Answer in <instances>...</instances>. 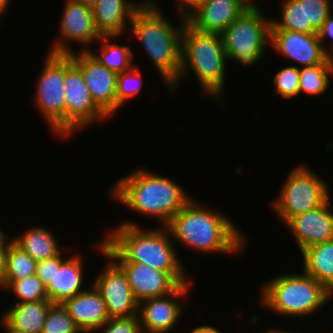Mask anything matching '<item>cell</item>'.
Instances as JSON below:
<instances>
[{"label":"cell","instance_id":"cell-44","mask_svg":"<svg viewBox=\"0 0 333 333\" xmlns=\"http://www.w3.org/2000/svg\"><path fill=\"white\" fill-rule=\"evenodd\" d=\"M75 1L81 3L84 6L90 7V8H93L98 2V0H75Z\"/></svg>","mask_w":333,"mask_h":333},{"label":"cell","instance_id":"cell-6","mask_svg":"<svg viewBox=\"0 0 333 333\" xmlns=\"http://www.w3.org/2000/svg\"><path fill=\"white\" fill-rule=\"evenodd\" d=\"M272 278L261 287L260 303L280 316L311 317L333 298V293L322 283L304 272L278 274Z\"/></svg>","mask_w":333,"mask_h":333},{"label":"cell","instance_id":"cell-5","mask_svg":"<svg viewBox=\"0 0 333 333\" xmlns=\"http://www.w3.org/2000/svg\"><path fill=\"white\" fill-rule=\"evenodd\" d=\"M227 62L222 35L196 30L186 21L182 31L181 69L168 91L175 92L178 82L192 70L202 94L220 102L226 84Z\"/></svg>","mask_w":333,"mask_h":333},{"label":"cell","instance_id":"cell-20","mask_svg":"<svg viewBox=\"0 0 333 333\" xmlns=\"http://www.w3.org/2000/svg\"><path fill=\"white\" fill-rule=\"evenodd\" d=\"M91 287L63 303L83 333L95 332L109 319L104 299L94 286Z\"/></svg>","mask_w":333,"mask_h":333},{"label":"cell","instance_id":"cell-42","mask_svg":"<svg viewBox=\"0 0 333 333\" xmlns=\"http://www.w3.org/2000/svg\"><path fill=\"white\" fill-rule=\"evenodd\" d=\"M0 319H1L0 325H2L1 328L5 329V331H6L5 333H22L20 331L13 329L3 318H0Z\"/></svg>","mask_w":333,"mask_h":333},{"label":"cell","instance_id":"cell-43","mask_svg":"<svg viewBox=\"0 0 333 333\" xmlns=\"http://www.w3.org/2000/svg\"><path fill=\"white\" fill-rule=\"evenodd\" d=\"M301 331H284L283 329L282 330H280V329H278V328H272V329H267L266 331H264V332H262V333H300ZM301 333H303V331L301 332ZM307 333V332H306Z\"/></svg>","mask_w":333,"mask_h":333},{"label":"cell","instance_id":"cell-25","mask_svg":"<svg viewBox=\"0 0 333 333\" xmlns=\"http://www.w3.org/2000/svg\"><path fill=\"white\" fill-rule=\"evenodd\" d=\"M115 38L119 39V36H101L98 41H101L100 54L88 51L105 67L116 74L122 73L133 67L134 52L131 47L127 45L121 46L117 44ZM111 39H114L112 41ZM112 41V42H110Z\"/></svg>","mask_w":333,"mask_h":333},{"label":"cell","instance_id":"cell-36","mask_svg":"<svg viewBox=\"0 0 333 333\" xmlns=\"http://www.w3.org/2000/svg\"><path fill=\"white\" fill-rule=\"evenodd\" d=\"M35 274L46 286L49 283V281L52 280L53 257L37 262Z\"/></svg>","mask_w":333,"mask_h":333},{"label":"cell","instance_id":"cell-15","mask_svg":"<svg viewBox=\"0 0 333 333\" xmlns=\"http://www.w3.org/2000/svg\"><path fill=\"white\" fill-rule=\"evenodd\" d=\"M301 67L333 63L318 34L301 33L285 29H271L270 47Z\"/></svg>","mask_w":333,"mask_h":333},{"label":"cell","instance_id":"cell-9","mask_svg":"<svg viewBox=\"0 0 333 333\" xmlns=\"http://www.w3.org/2000/svg\"><path fill=\"white\" fill-rule=\"evenodd\" d=\"M35 87L34 102L53 134L65 138L64 77L66 54L45 56Z\"/></svg>","mask_w":333,"mask_h":333},{"label":"cell","instance_id":"cell-33","mask_svg":"<svg viewBox=\"0 0 333 333\" xmlns=\"http://www.w3.org/2000/svg\"><path fill=\"white\" fill-rule=\"evenodd\" d=\"M274 90L284 99L299 95V66L291 65L282 68L273 78Z\"/></svg>","mask_w":333,"mask_h":333},{"label":"cell","instance_id":"cell-30","mask_svg":"<svg viewBox=\"0 0 333 333\" xmlns=\"http://www.w3.org/2000/svg\"><path fill=\"white\" fill-rule=\"evenodd\" d=\"M41 333H83L69 316L63 304L52 303Z\"/></svg>","mask_w":333,"mask_h":333},{"label":"cell","instance_id":"cell-40","mask_svg":"<svg viewBox=\"0 0 333 333\" xmlns=\"http://www.w3.org/2000/svg\"><path fill=\"white\" fill-rule=\"evenodd\" d=\"M8 235L0 229V247H9L13 243V238L8 239Z\"/></svg>","mask_w":333,"mask_h":333},{"label":"cell","instance_id":"cell-28","mask_svg":"<svg viewBox=\"0 0 333 333\" xmlns=\"http://www.w3.org/2000/svg\"><path fill=\"white\" fill-rule=\"evenodd\" d=\"M2 291H13L19 299L16 303L49 300L45 285L36 274L15 281H3Z\"/></svg>","mask_w":333,"mask_h":333},{"label":"cell","instance_id":"cell-32","mask_svg":"<svg viewBox=\"0 0 333 333\" xmlns=\"http://www.w3.org/2000/svg\"><path fill=\"white\" fill-rule=\"evenodd\" d=\"M299 1H304L305 33L317 34L326 18L332 13L333 2L331 0Z\"/></svg>","mask_w":333,"mask_h":333},{"label":"cell","instance_id":"cell-18","mask_svg":"<svg viewBox=\"0 0 333 333\" xmlns=\"http://www.w3.org/2000/svg\"><path fill=\"white\" fill-rule=\"evenodd\" d=\"M62 251L53 257L52 280L45 286L49 300L54 304H63L74 295L85 291L84 272L80 255L63 258Z\"/></svg>","mask_w":333,"mask_h":333},{"label":"cell","instance_id":"cell-3","mask_svg":"<svg viewBox=\"0 0 333 333\" xmlns=\"http://www.w3.org/2000/svg\"><path fill=\"white\" fill-rule=\"evenodd\" d=\"M131 172L114 182L108 194L131 211L154 217L161 227H166L193 198L166 175L156 174L144 167L134 168Z\"/></svg>","mask_w":333,"mask_h":333},{"label":"cell","instance_id":"cell-21","mask_svg":"<svg viewBox=\"0 0 333 333\" xmlns=\"http://www.w3.org/2000/svg\"><path fill=\"white\" fill-rule=\"evenodd\" d=\"M141 5L132 0H98L92 8L97 32L100 36L122 37L127 29L125 27Z\"/></svg>","mask_w":333,"mask_h":333},{"label":"cell","instance_id":"cell-4","mask_svg":"<svg viewBox=\"0 0 333 333\" xmlns=\"http://www.w3.org/2000/svg\"><path fill=\"white\" fill-rule=\"evenodd\" d=\"M142 1L129 27L169 88L181 69L182 31L187 19L180 16L181 24L177 27L163 15L155 0Z\"/></svg>","mask_w":333,"mask_h":333},{"label":"cell","instance_id":"cell-41","mask_svg":"<svg viewBox=\"0 0 333 333\" xmlns=\"http://www.w3.org/2000/svg\"><path fill=\"white\" fill-rule=\"evenodd\" d=\"M246 9H261L254 0H237Z\"/></svg>","mask_w":333,"mask_h":333},{"label":"cell","instance_id":"cell-23","mask_svg":"<svg viewBox=\"0 0 333 333\" xmlns=\"http://www.w3.org/2000/svg\"><path fill=\"white\" fill-rule=\"evenodd\" d=\"M303 272L333 293V240L303 249Z\"/></svg>","mask_w":333,"mask_h":333},{"label":"cell","instance_id":"cell-34","mask_svg":"<svg viewBox=\"0 0 333 333\" xmlns=\"http://www.w3.org/2000/svg\"><path fill=\"white\" fill-rule=\"evenodd\" d=\"M98 330L102 333H142L138 315L132 317L109 318Z\"/></svg>","mask_w":333,"mask_h":333},{"label":"cell","instance_id":"cell-7","mask_svg":"<svg viewBox=\"0 0 333 333\" xmlns=\"http://www.w3.org/2000/svg\"><path fill=\"white\" fill-rule=\"evenodd\" d=\"M271 25L261 9H246L221 33L227 60L248 67L259 63L270 44Z\"/></svg>","mask_w":333,"mask_h":333},{"label":"cell","instance_id":"cell-38","mask_svg":"<svg viewBox=\"0 0 333 333\" xmlns=\"http://www.w3.org/2000/svg\"><path fill=\"white\" fill-rule=\"evenodd\" d=\"M7 252L8 247H0V287L5 277Z\"/></svg>","mask_w":333,"mask_h":333},{"label":"cell","instance_id":"cell-19","mask_svg":"<svg viewBox=\"0 0 333 333\" xmlns=\"http://www.w3.org/2000/svg\"><path fill=\"white\" fill-rule=\"evenodd\" d=\"M245 10L237 0H204L186 19L196 30L221 34Z\"/></svg>","mask_w":333,"mask_h":333},{"label":"cell","instance_id":"cell-16","mask_svg":"<svg viewBox=\"0 0 333 333\" xmlns=\"http://www.w3.org/2000/svg\"><path fill=\"white\" fill-rule=\"evenodd\" d=\"M330 198L320 207L298 214L285 224L295 237L299 251L333 240V212Z\"/></svg>","mask_w":333,"mask_h":333},{"label":"cell","instance_id":"cell-31","mask_svg":"<svg viewBox=\"0 0 333 333\" xmlns=\"http://www.w3.org/2000/svg\"><path fill=\"white\" fill-rule=\"evenodd\" d=\"M142 78V73L136 66L118 74L116 84L117 111L126 104V101L140 93Z\"/></svg>","mask_w":333,"mask_h":333},{"label":"cell","instance_id":"cell-29","mask_svg":"<svg viewBox=\"0 0 333 333\" xmlns=\"http://www.w3.org/2000/svg\"><path fill=\"white\" fill-rule=\"evenodd\" d=\"M280 20L271 19V29H285L305 33L304 1L282 0Z\"/></svg>","mask_w":333,"mask_h":333},{"label":"cell","instance_id":"cell-12","mask_svg":"<svg viewBox=\"0 0 333 333\" xmlns=\"http://www.w3.org/2000/svg\"><path fill=\"white\" fill-rule=\"evenodd\" d=\"M64 5L58 27L60 37H57L58 39L54 41L48 53L71 54L74 51L69 42L72 41L85 46L81 48V51H88L90 49L89 45H92L96 42L95 40L98 41L101 37L95 28L92 8L75 0H65Z\"/></svg>","mask_w":333,"mask_h":333},{"label":"cell","instance_id":"cell-13","mask_svg":"<svg viewBox=\"0 0 333 333\" xmlns=\"http://www.w3.org/2000/svg\"><path fill=\"white\" fill-rule=\"evenodd\" d=\"M78 52L68 55L81 70L92 100L111 119L117 113L118 74L101 64L89 51Z\"/></svg>","mask_w":333,"mask_h":333},{"label":"cell","instance_id":"cell-1","mask_svg":"<svg viewBox=\"0 0 333 333\" xmlns=\"http://www.w3.org/2000/svg\"><path fill=\"white\" fill-rule=\"evenodd\" d=\"M140 226L123 221L113 227L103 238L105 253L115 262L144 263L167 272L179 285L192 283L188 281L167 227L145 229Z\"/></svg>","mask_w":333,"mask_h":333},{"label":"cell","instance_id":"cell-14","mask_svg":"<svg viewBox=\"0 0 333 333\" xmlns=\"http://www.w3.org/2000/svg\"><path fill=\"white\" fill-rule=\"evenodd\" d=\"M190 286V283H184L166 296L139 303L138 317L142 333H169L173 330L185 308L179 299L185 298Z\"/></svg>","mask_w":333,"mask_h":333},{"label":"cell","instance_id":"cell-11","mask_svg":"<svg viewBox=\"0 0 333 333\" xmlns=\"http://www.w3.org/2000/svg\"><path fill=\"white\" fill-rule=\"evenodd\" d=\"M97 250L105 256L107 264L92 285L105 301L109 318L132 317L138 315L139 303L136 301L128 278L123 269L105 253L103 238L97 243Z\"/></svg>","mask_w":333,"mask_h":333},{"label":"cell","instance_id":"cell-37","mask_svg":"<svg viewBox=\"0 0 333 333\" xmlns=\"http://www.w3.org/2000/svg\"><path fill=\"white\" fill-rule=\"evenodd\" d=\"M204 0H178L179 14L187 17L193 10H195Z\"/></svg>","mask_w":333,"mask_h":333},{"label":"cell","instance_id":"cell-24","mask_svg":"<svg viewBox=\"0 0 333 333\" xmlns=\"http://www.w3.org/2000/svg\"><path fill=\"white\" fill-rule=\"evenodd\" d=\"M20 236H13V242L36 262L57 256L62 250L54 233L42 226L24 230Z\"/></svg>","mask_w":333,"mask_h":333},{"label":"cell","instance_id":"cell-17","mask_svg":"<svg viewBox=\"0 0 333 333\" xmlns=\"http://www.w3.org/2000/svg\"><path fill=\"white\" fill-rule=\"evenodd\" d=\"M126 273L138 303L173 292L179 284L167 273L137 262H116Z\"/></svg>","mask_w":333,"mask_h":333},{"label":"cell","instance_id":"cell-39","mask_svg":"<svg viewBox=\"0 0 333 333\" xmlns=\"http://www.w3.org/2000/svg\"><path fill=\"white\" fill-rule=\"evenodd\" d=\"M191 332L188 333H222L219 329L213 326L209 325H199L198 327H195L194 329L190 330Z\"/></svg>","mask_w":333,"mask_h":333},{"label":"cell","instance_id":"cell-22","mask_svg":"<svg viewBox=\"0 0 333 333\" xmlns=\"http://www.w3.org/2000/svg\"><path fill=\"white\" fill-rule=\"evenodd\" d=\"M51 304L50 300L15 303L1 317L22 333H41Z\"/></svg>","mask_w":333,"mask_h":333},{"label":"cell","instance_id":"cell-2","mask_svg":"<svg viewBox=\"0 0 333 333\" xmlns=\"http://www.w3.org/2000/svg\"><path fill=\"white\" fill-rule=\"evenodd\" d=\"M208 207L192 198L166 226L171 237L199 253L237 255L244 250V234L224 213Z\"/></svg>","mask_w":333,"mask_h":333},{"label":"cell","instance_id":"cell-35","mask_svg":"<svg viewBox=\"0 0 333 333\" xmlns=\"http://www.w3.org/2000/svg\"><path fill=\"white\" fill-rule=\"evenodd\" d=\"M319 40L323 46V49L331 56L333 57V11L332 13L326 18L324 23L322 24V27L317 31ZM330 39L328 44L326 42L327 39ZM331 43V44H330ZM326 45V46H325ZM331 46V47H330Z\"/></svg>","mask_w":333,"mask_h":333},{"label":"cell","instance_id":"cell-10","mask_svg":"<svg viewBox=\"0 0 333 333\" xmlns=\"http://www.w3.org/2000/svg\"><path fill=\"white\" fill-rule=\"evenodd\" d=\"M65 137H70L85 126L109 117L92 100L81 70L66 54L64 77Z\"/></svg>","mask_w":333,"mask_h":333},{"label":"cell","instance_id":"cell-8","mask_svg":"<svg viewBox=\"0 0 333 333\" xmlns=\"http://www.w3.org/2000/svg\"><path fill=\"white\" fill-rule=\"evenodd\" d=\"M290 170L275 201L274 214L283 222L323 205L331 196L329 185L305 164Z\"/></svg>","mask_w":333,"mask_h":333},{"label":"cell","instance_id":"cell-26","mask_svg":"<svg viewBox=\"0 0 333 333\" xmlns=\"http://www.w3.org/2000/svg\"><path fill=\"white\" fill-rule=\"evenodd\" d=\"M333 76V63H322L319 65L299 68V96L321 95L328 90L330 78ZM333 78V77H332Z\"/></svg>","mask_w":333,"mask_h":333},{"label":"cell","instance_id":"cell-27","mask_svg":"<svg viewBox=\"0 0 333 333\" xmlns=\"http://www.w3.org/2000/svg\"><path fill=\"white\" fill-rule=\"evenodd\" d=\"M37 262L14 242L8 247L3 281H15L35 274Z\"/></svg>","mask_w":333,"mask_h":333},{"label":"cell","instance_id":"cell-45","mask_svg":"<svg viewBox=\"0 0 333 333\" xmlns=\"http://www.w3.org/2000/svg\"><path fill=\"white\" fill-rule=\"evenodd\" d=\"M9 2L10 0H0V16L7 11Z\"/></svg>","mask_w":333,"mask_h":333}]
</instances>
